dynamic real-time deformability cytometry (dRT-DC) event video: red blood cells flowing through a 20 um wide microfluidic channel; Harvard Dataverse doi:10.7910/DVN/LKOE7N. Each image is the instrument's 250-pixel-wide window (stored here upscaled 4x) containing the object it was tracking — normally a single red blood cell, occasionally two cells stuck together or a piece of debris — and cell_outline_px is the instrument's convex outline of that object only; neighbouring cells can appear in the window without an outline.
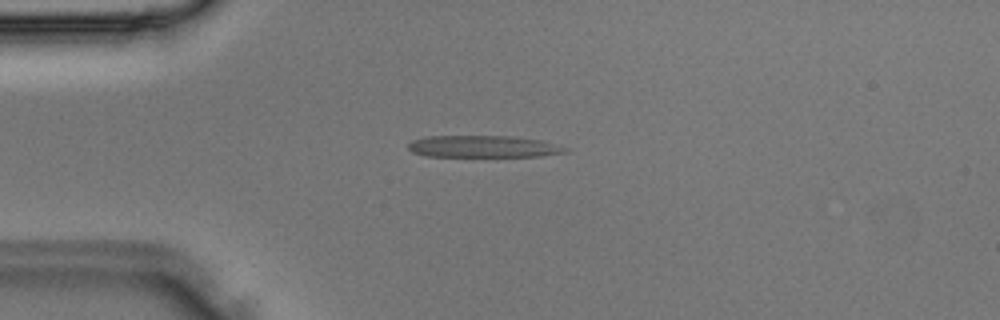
{"species": "Egyptian fruit bat (a non-hibernating species)", "species_latin": "Rousettus aegyptiacus", "temperature_condition": "room temperature", "stored_images_in_passage": 5, "camera_frame_rate_fps": 3000, "um_per_image_px": 0.085, "animal": {"sex": "male"}, "frame": {"image": 1, "passage_image": 5, "time_ms": 1.333, "image_size_px": [1000, 320], "cell_outline_px": [[568, 148], [564, 152], [540, 156], [428, 156], [412, 152], [408, 148], [408, 144], [412, 140], [428, 136], [512, 136], [540, 140]], "centroid_in_image_um": [41.03, 12.45], "position_along_channel_um": 44.0, "area_um2": 19.77}}